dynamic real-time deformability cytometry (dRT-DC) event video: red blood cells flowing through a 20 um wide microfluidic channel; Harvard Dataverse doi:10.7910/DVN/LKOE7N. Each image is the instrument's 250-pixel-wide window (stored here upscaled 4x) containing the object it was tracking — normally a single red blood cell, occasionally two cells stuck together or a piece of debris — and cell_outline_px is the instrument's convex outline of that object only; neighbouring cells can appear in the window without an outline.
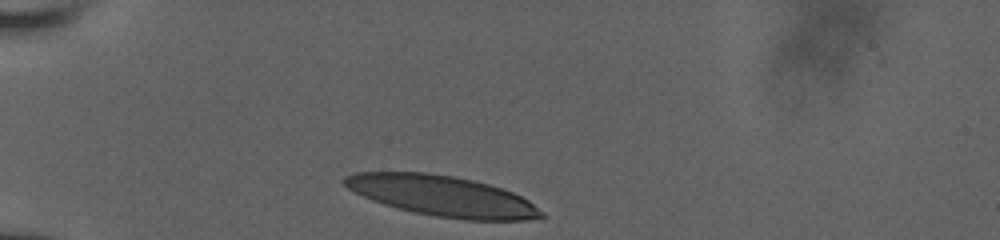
{"species": "human", "species_latin": "Homo sapiens", "temperature_condition": "room temperature", "stored_images_in_passage": 33, "camera_frame_rate_fps": 3000, "um_per_image_px": 0.085, "donor": {"sex": "male"}, "frame": {"image": 1, "passage_image": 1, "time_ms": 0.0, "image_size_px": [1000, 240], "cell_outline_px": [[548, 216], [528, 220], [464, 220], [436, 216], [412, 212], [396, 208], [372, 200], [348, 188], [340, 180], [344, 176], [356, 172], [428, 172], [452, 176], [472, 180], [488, 184], [512, 192], [528, 200], [544, 212]], "centroid_in_image_um": [37.59, 16.66], "position_along_channel_um": 47.4, "area_um2": 46.47}}
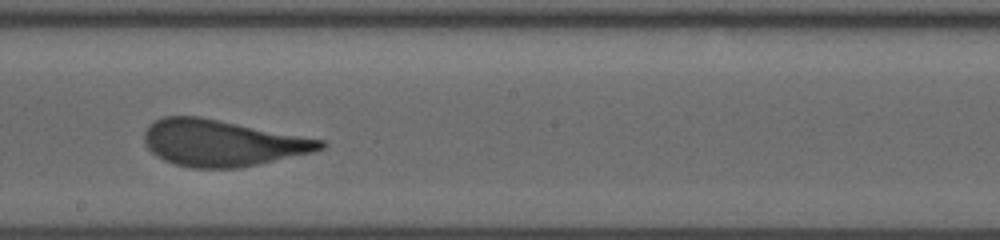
{"frame": {"image": 2, "passage_image": 19, "time_ms": 5.667, "image_size_px": [1000, 240], "cell_outline_px": [[328, 144], [324, 148], [312, 152], [240, 168], [192, 168], [176, 164], [164, 160], [156, 156], [144, 144], [144, 132], [148, 124], [164, 116], [200, 116], [324, 140]], "centroid_in_image_um": [18.85, 12.15], "position_along_channel_um": 229.3, "area_um2": 47.57}}
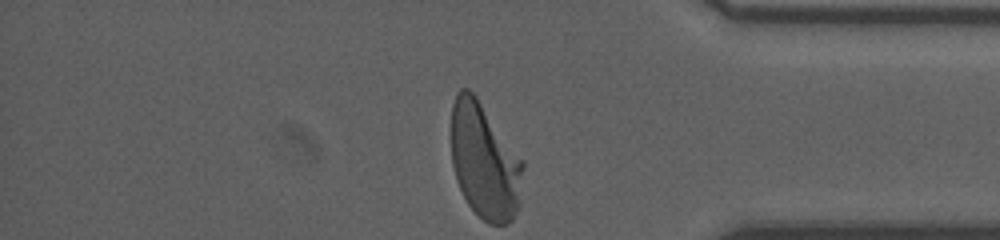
{"frame": {"image": 3, "passage_image": 32, "time_ms": 10.333, "image_size_px": [1000, 240], "cell_outline_px": [[524, 168], [520, 204], [512, 220], [508, 224], [488, 224], [468, 204], [456, 180], [452, 164], [452, 104], [456, 92], [460, 88], [468, 88], [476, 96], [524, 160]], "centroid_in_image_um": [41.21, 13.7], "position_along_channel_um": 394.0, "area_um2": 48.73}, "authors_computed_cell_mechanics": {"area_um2": 48.3208, "velocity_mm_per_s": 3.843, "shape_relaxation_time_tau1_ms": 4.4973, "shape_relaxation_time_tau2_ms": null, "deformation_change_tau1": 0.2187, "deformation_change_tau2": null}}